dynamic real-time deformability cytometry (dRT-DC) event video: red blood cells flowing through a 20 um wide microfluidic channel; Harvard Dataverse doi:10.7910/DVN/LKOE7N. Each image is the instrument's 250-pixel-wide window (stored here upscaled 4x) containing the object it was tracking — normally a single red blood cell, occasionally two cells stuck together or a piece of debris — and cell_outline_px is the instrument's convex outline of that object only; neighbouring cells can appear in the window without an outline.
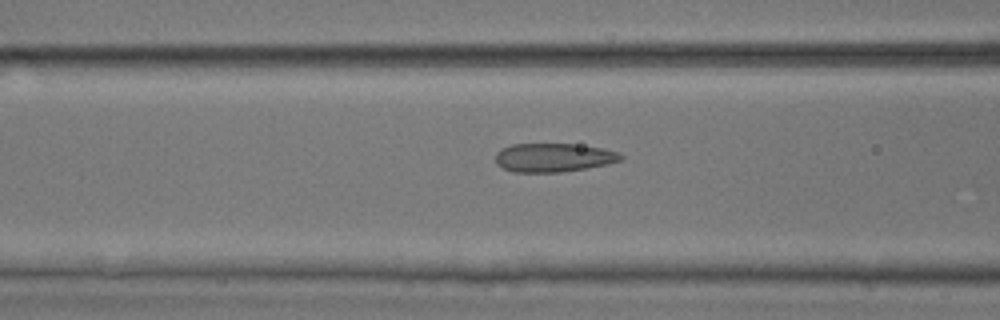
{"species": "common noctule bat (a hibernating species)", "species_latin": "Nyctalus noctula", "temperature_condition": "room temperature", "stored_images_in_passage": 52, "camera_frame_rate_fps": 3000, "um_per_image_px": 0.085, "animal": {"sex": "male", "body_mass_g": 17.9, "forearm_length_mm": 54.2}, "frame": {"image": 1, "passage_image": 21, "time_ms": 6.667, "image_size_px": [1000, 320], "cell_outline_px": [[624, 160], [608, 164], [588, 168], [560, 172], [512, 172], [496, 164], [496, 152], [500, 148], [512, 144], [572, 144], [604, 148], [620, 152], [624, 156]], "centroid_in_image_um": [47.08, 13.39], "position_along_channel_um": 119.5, "area_um2": 21.21}}
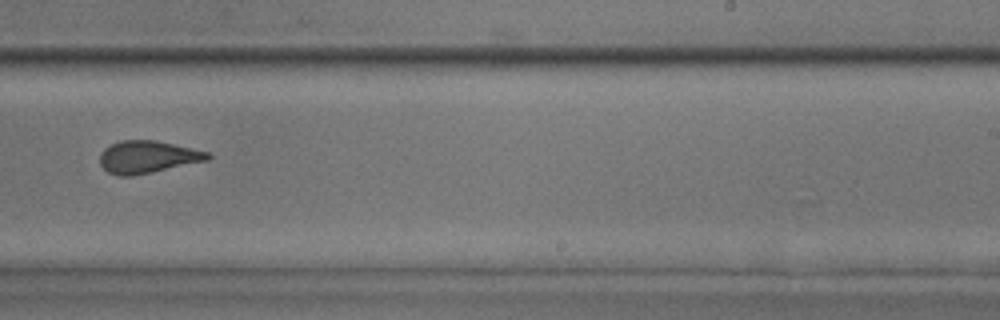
{"frame": {"image": 2, "passage_image": 33, "time_ms": 10.667, "image_size_px": [1000, 320], "cell_outline_px": [[212, 156], [208, 160], [152, 172], [132, 176], [120, 176], [108, 172], [100, 164], [100, 152], [104, 148], [120, 140], [156, 140], [208, 152]], "centroid_in_image_um": [12.52, 13.34], "position_along_channel_um": 276.5, "area_um2": 20.23}}
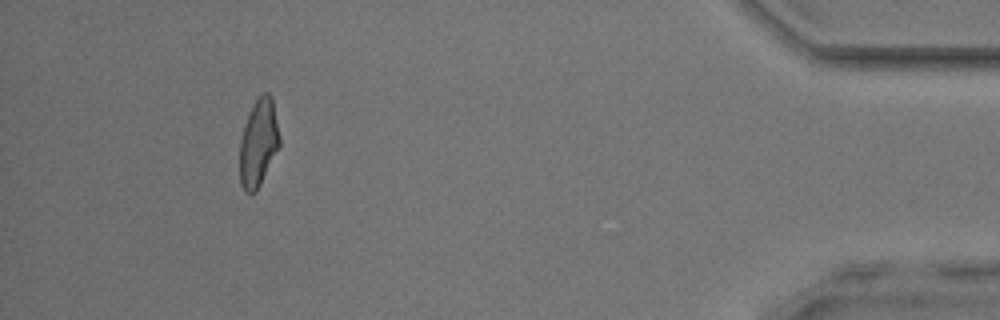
{"frame": {"image": 3, "passage_image": 48, "time_ms": 15.667, "image_size_px": [1000, 320], "cell_outline_px": [[280, 148], [256, 192], [244, 192], [240, 184], [240, 140], [248, 116], [256, 100], [264, 92], [268, 92], [272, 96], [280, 136]], "centroid_in_image_um": [21.99, 12.18], "position_along_channel_um": 413.2, "area_um2": 20.29}, "authors_computed_cell_mechanics": {"area_um2": 21.0103, "velocity_mm_per_s": 3.9377, "shape_relaxation_time_tau1_ms": 7.0536, "shape_relaxation_time_tau2_ms": 1.338, "deformation_change_tau1": 0.1697, "deformation_change_tau2": 0.0879}}